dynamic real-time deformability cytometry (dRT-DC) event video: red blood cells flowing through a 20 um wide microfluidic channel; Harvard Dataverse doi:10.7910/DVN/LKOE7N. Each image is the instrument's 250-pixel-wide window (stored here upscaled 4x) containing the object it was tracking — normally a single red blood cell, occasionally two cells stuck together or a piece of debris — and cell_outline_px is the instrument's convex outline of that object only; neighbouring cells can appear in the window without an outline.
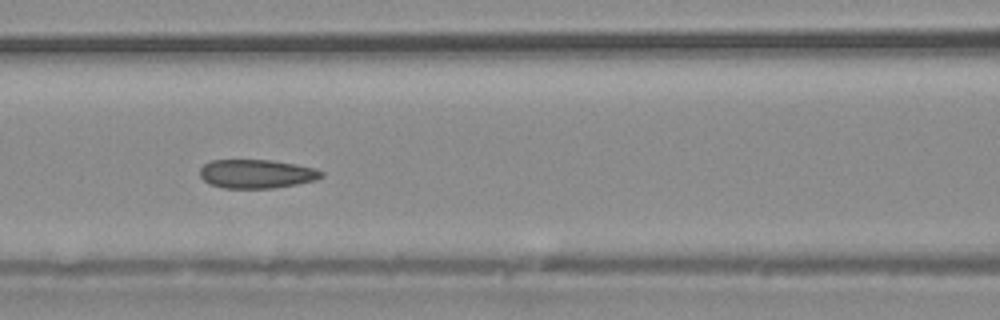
{"species": "common noctule bat (a hibernating species)", "species_latin": "Nyctalus noctula", "temperature_condition": "warm", "stored_images_in_passage": 26, "camera_frame_rate_fps": 3000, "um_per_image_px": 0.085, "animal": {"sex": "male", "body_mass_g": 20.4}, "frame": {"image": 1, "passage_image": 5, "time_ms": 1.333, "image_size_px": [1000, 320], "cell_outline_px": [[324, 176], [316, 180], [296, 184], [272, 188], [224, 188], [208, 184], [200, 176], [200, 168], [204, 164], [212, 160], [272, 160], [296, 164], [316, 168], [324, 172]], "centroid_in_image_um": [21.82, 14.77], "position_along_channel_um": 144.8, "area_um2": 20.52}}
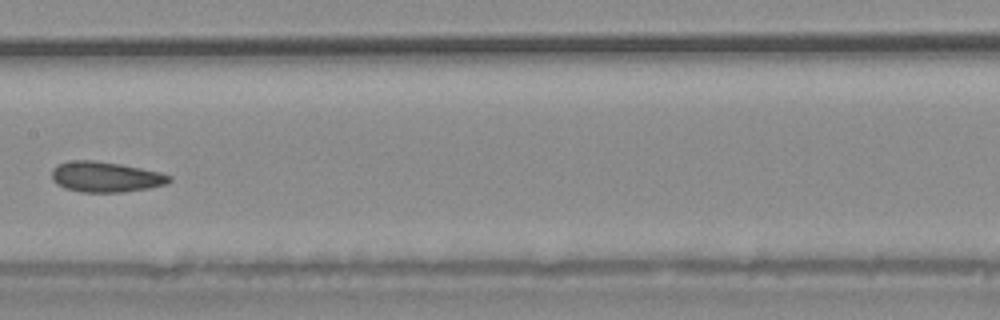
{"frame": {"image": 2, "passage_image": 8, "time_ms": 2.333, "image_size_px": [1000, 320], "cell_outline_px": [[172, 180], [168, 184], [148, 188], [124, 192], [80, 192], [64, 188], [56, 184], [52, 180], [52, 168], [56, 164], [72, 160], [92, 160], [120, 164], [160, 172], [172, 176]], "centroid_in_image_um": [8.96, 15.04], "position_along_channel_um": 198.4, "area_um2": 21.04}}
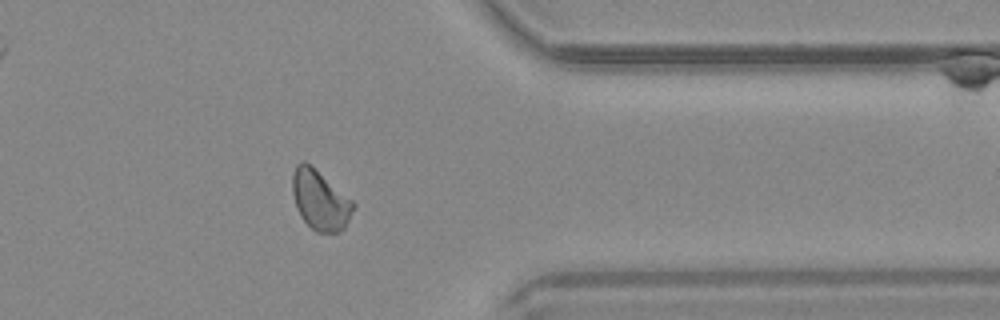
{"frame": {"image": 3, "passage_image": 19, "time_ms": 6.0, "image_size_px": [1000, 320], "cell_outline_px": [[356, 204], [344, 228], [336, 232], [316, 232], [300, 216], [296, 208], [292, 192], [292, 172], [296, 164], [304, 160], [352, 200]], "centroid_in_image_um": [27.17, 17.0], "position_along_channel_um": 384.2, "area_um2": 20.87}}